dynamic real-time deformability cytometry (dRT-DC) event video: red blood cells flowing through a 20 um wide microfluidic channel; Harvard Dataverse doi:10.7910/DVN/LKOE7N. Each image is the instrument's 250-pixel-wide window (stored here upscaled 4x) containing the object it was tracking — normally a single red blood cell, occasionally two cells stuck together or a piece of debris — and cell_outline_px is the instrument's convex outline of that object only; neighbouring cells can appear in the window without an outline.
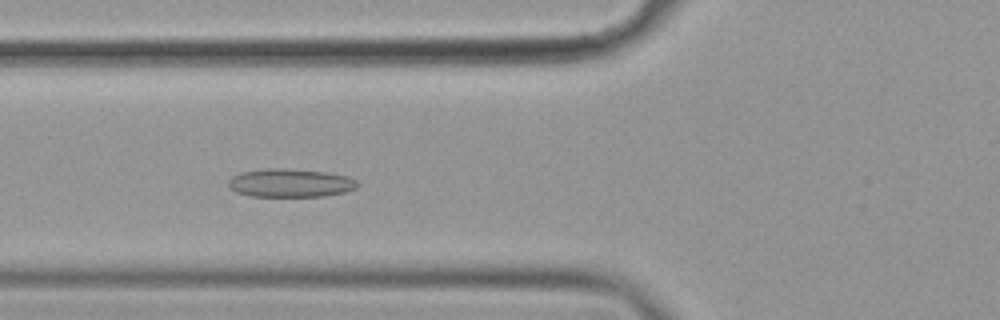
{"species": "common noctule bat (a hibernating species)", "species_latin": "Nyctalus noctula", "temperature_condition": "cold", "stored_images_in_passage": 38, "camera_frame_rate_fps": 3000, "um_per_image_px": 0.085, "animal": {"sex": "female", "body_mass_g": 19.9}, "frame": {"image": 1, "passage_image": 3, "time_ms": 0.667, "image_size_px": [1000, 320], "cell_outline_px": [[360, 184], [356, 188], [344, 192], [324, 196], [248, 196], [236, 192], [228, 184], [228, 180], [232, 176], [240, 172], [268, 168], [284, 168], [324, 172], [348, 176], [356, 180]], "centroid_in_image_um": [24.67, 15.55], "position_along_channel_um": 101.1, "area_um2": 21.33}}
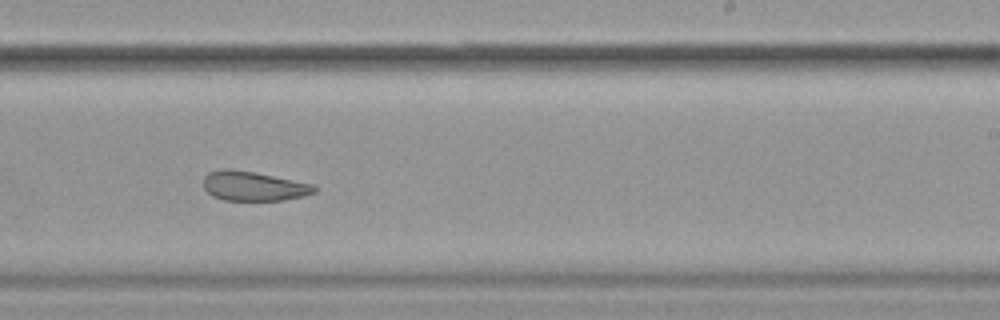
{"frame": {"image": 2, "passage_image": 17, "time_ms": 5.333, "image_size_px": [1000, 320], "cell_outline_px": [[316, 192], [304, 196], [284, 200], [224, 200], [212, 196], [204, 188], [204, 176], [208, 172], [224, 168], [232, 168], [256, 172], [312, 184], [316, 188]], "centroid_in_image_um": [21.53, 15.81], "position_along_channel_um": 267.5, "area_um2": 19.13}}
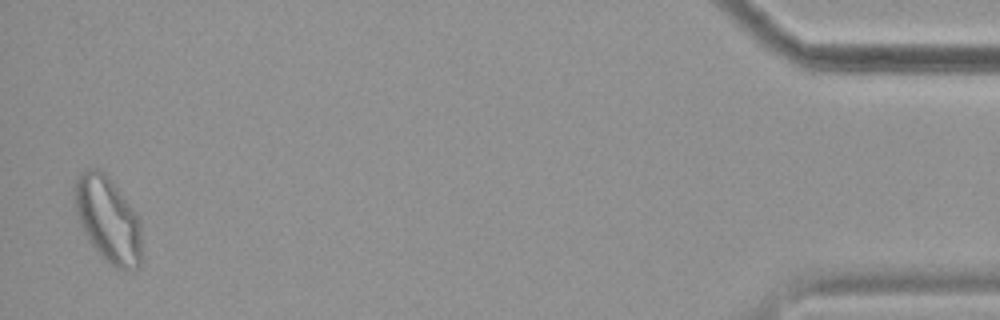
{"frame": {"image": 3, "passage_image": 37, "time_ms": 12.0, "image_size_px": [1000, 320], "cell_outline_px": [[144, 260], [140, 268], [132, 272], [124, 272], [116, 268], [100, 256], [84, 232], [80, 224], [76, 212], [76, 180], [80, 172], [88, 168], [96, 168], [104, 172], [108, 176], [136, 212], [140, 220]], "centroid_in_image_um": [9.27, 18.76], "position_along_channel_um": 425.9, "area_um2": 34.04}}